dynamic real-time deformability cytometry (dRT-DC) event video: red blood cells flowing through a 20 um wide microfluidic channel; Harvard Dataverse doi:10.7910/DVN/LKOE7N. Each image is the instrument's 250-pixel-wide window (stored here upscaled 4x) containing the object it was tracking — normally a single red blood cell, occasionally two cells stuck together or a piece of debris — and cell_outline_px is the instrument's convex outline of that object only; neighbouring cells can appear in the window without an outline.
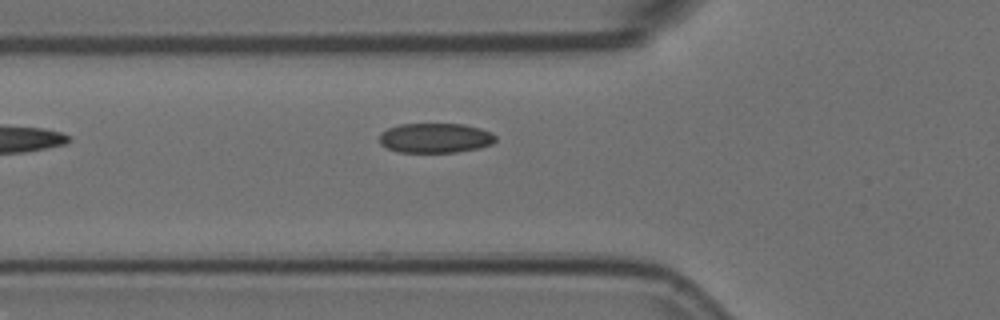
{"species": "Egyptian fruit bat (a non-hibernating species)", "species_latin": "Rousettus aegyptiacus", "temperature_condition": "room temperature", "stored_images_in_passage": 4, "camera_frame_rate_fps": 3000, "um_per_image_px": 0.085, "animal": {"sex": "female"}, "frame": {"image": 1, "passage_image": 4, "time_ms": 1.0, "image_size_px": [1000, 320], "cell_outline_px": [[496, 140], [492, 144], [480, 148], [456, 152], [400, 152], [388, 148], [380, 144], [380, 132], [388, 128], [400, 124], [464, 124], [480, 128], [492, 132], [496, 136]], "centroid_in_image_um": [37.02, 11.72], "position_along_channel_um": 88.8, "area_um2": 20.23}}